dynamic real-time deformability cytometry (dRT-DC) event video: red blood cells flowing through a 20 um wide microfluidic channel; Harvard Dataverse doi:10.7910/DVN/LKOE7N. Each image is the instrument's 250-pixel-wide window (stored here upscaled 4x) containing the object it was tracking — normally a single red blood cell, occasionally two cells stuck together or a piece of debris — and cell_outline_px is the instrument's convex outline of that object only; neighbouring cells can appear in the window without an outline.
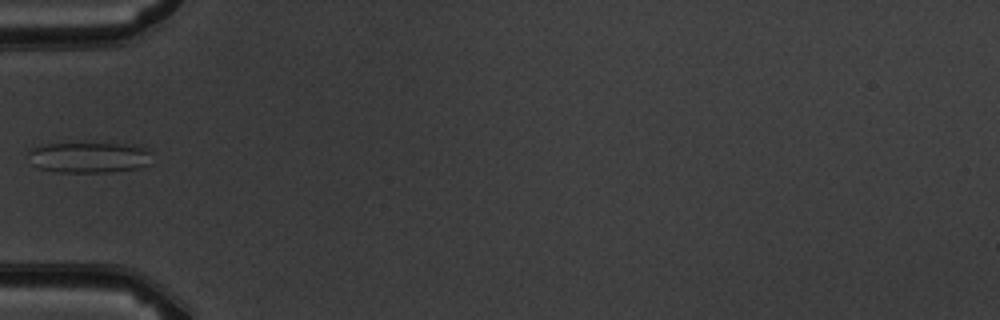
{"species": "common noctule bat (a hibernating species)", "species_latin": "Nyctalus noctula", "temperature_condition": "warm", "stored_images_in_passage": 4, "camera_frame_rate_fps": 3000, "um_per_image_px": 0.085, "animal": {"sex": "male", "body_mass_g": 19.5, "forearm_length_mm": 54.6}, "frame": {"image": 1, "passage_image": 4, "time_ms": 4.333, "image_size_px": [1000, 320], "cell_outline_px": [[152, 164], [140, 168], [108, 172], [56, 172], [36, 168], [32, 164], [28, 152], [32, 148], [44, 144], [136, 144], [144, 148], [148, 152]], "centroid_in_image_um": [7.57, 13.39], "position_along_channel_um": 77.4, "area_um2": 22.2}}